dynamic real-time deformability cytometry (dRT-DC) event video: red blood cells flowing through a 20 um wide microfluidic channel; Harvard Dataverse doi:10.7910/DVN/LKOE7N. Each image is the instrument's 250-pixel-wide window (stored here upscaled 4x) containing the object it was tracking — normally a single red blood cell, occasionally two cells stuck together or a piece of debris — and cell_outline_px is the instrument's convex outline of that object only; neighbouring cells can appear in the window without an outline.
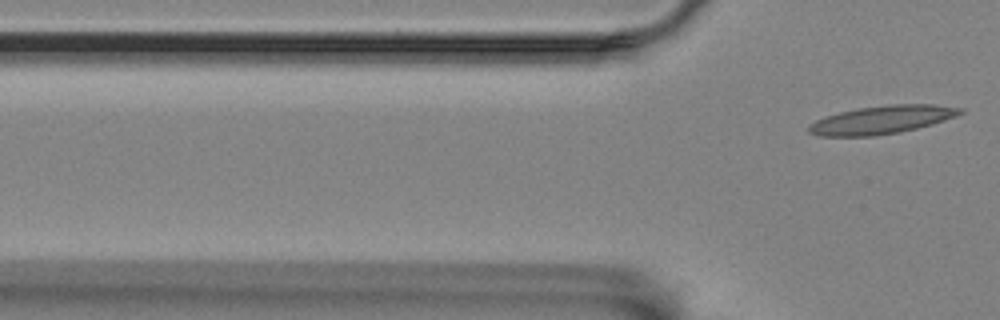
{"species": "Egyptian fruit bat (a non-hibernating species)", "species_latin": "Rousettus aegyptiacus", "temperature_condition": "room temperature", "stored_images_in_passage": 5, "camera_frame_rate_fps": 3000, "um_per_image_px": 0.085, "animal": {"sex": "female"}, "frame": {"image": 1, "passage_image": 5, "time_ms": 4.667, "image_size_px": [1000, 320], "cell_outline_px": [[964, 112], [956, 116], [932, 124], [900, 132], [872, 136], [816, 136], [808, 132], [808, 124], [824, 116], [840, 112], [860, 108], [888, 104], [936, 104], [964, 108]], "centroid_in_image_um": [74.95, 10.18], "position_along_channel_um": 50.9, "area_um2": 24.97}}